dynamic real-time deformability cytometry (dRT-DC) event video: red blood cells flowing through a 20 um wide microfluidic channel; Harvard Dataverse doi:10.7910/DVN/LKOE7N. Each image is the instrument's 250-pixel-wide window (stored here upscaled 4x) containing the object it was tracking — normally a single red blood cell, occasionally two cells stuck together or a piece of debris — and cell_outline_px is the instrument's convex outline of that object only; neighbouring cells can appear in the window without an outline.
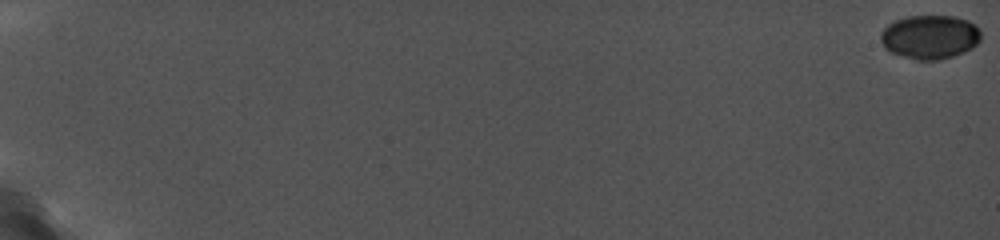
{"species": "common noctule bat (a hibernating species)", "species_latin": "Nyctalus noctula", "temperature_condition": "cold", "stored_images_in_passage": 27, "camera_frame_rate_fps": 5000, "um_per_image_px": 0.085, "animal": {"sex": "female", "body_mass_g": 19.0, "forearm_length_mm": 56.7}, "frame": {"image": 1, "passage_image": 1, "time_ms": 0.0, "image_size_px": [1000, 240], "cell_outline_px": [[980, 40], [972, 48], [964, 52], [940, 60], [916, 60], [900, 56], [884, 48], [880, 40], [880, 32], [888, 24], [896, 20], [908, 16], [952, 16], [968, 20], [980, 28]], "centroid_in_image_um": [79.03, 3.15], "position_along_channel_um": 6.0, "area_um2": 25.84}}
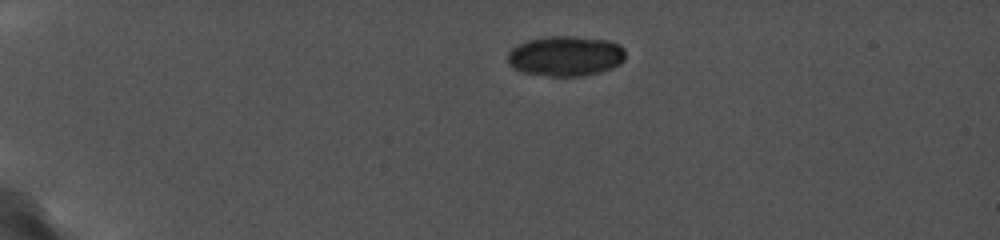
{"frame": {"image": 2, "passage_image": 20, "time_ms": 5.0, "image_size_px": [1000, 240], "cell_outline_px": [[624, 60], [620, 64], [612, 68], [600, 72], [584, 76], [548, 76], [524, 72], [512, 68], [508, 64], [508, 52], [516, 44], [528, 40], [548, 36], [572, 36], [608, 40], [620, 44], [624, 48]], "centroid_in_image_um": [48.07, 4.76], "position_along_channel_um": 36.9, "area_um2": 27.8}}
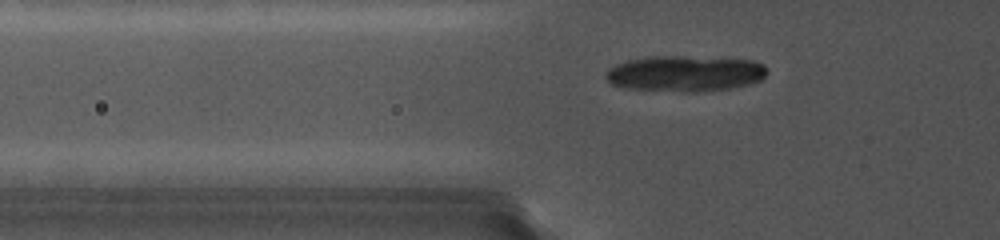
{"frame": {"image": 3, "passage_image": 27, "time_ms": 7.6, "image_size_px": [1000, 240], "cell_outline_px": [[768, 72], [760, 80], [748, 84], [728, 88], [632, 88], [612, 84], [604, 76], [608, 68], [624, 60], [648, 56], [684, 56], [752, 60], [764, 64]], "centroid_in_image_um": [58.21, 6.16], "position_along_channel_um": 67.6, "area_um2": 32.08}}